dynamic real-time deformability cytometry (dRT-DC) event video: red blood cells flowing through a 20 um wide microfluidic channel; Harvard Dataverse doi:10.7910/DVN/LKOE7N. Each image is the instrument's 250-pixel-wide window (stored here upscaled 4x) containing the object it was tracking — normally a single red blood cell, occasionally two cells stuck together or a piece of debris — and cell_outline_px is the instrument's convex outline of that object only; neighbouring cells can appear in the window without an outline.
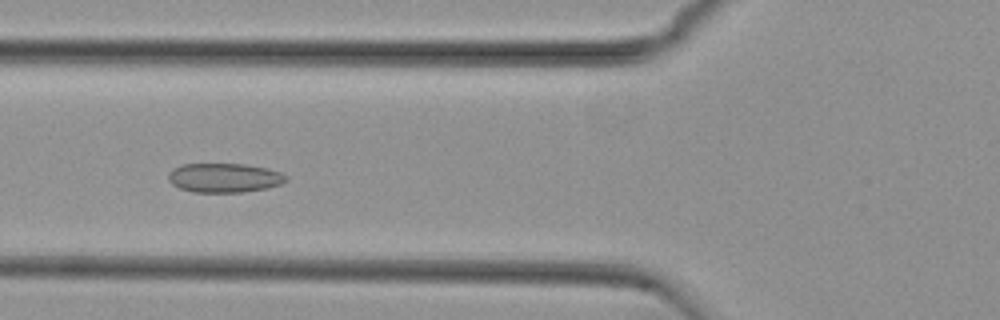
{"species": "common noctule bat (a hibernating species)", "species_latin": "Nyctalus noctula", "temperature_condition": "cold", "stored_images_in_passage": 54, "camera_frame_rate_fps": 3000, "um_per_image_px": 0.085, "animal": {"sex": "female", "body_mass_g": 29.2, "forearm_length_mm": 56.3}, "frame": {"image": 1, "passage_image": 20, "time_ms": 6.333, "image_size_px": [1000, 320], "cell_outline_px": [[288, 180], [280, 184], [268, 188], [240, 192], [192, 192], [180, 188], [172, 184], [168, 180], [168, 172], [172, 168], [180, 164], [244, 164], [268, 168], [280, 172], [288, 176]], "centroid_in_image_um": [19.05, 15.11], "position_along_channel_um": 106.7, "area_um2": 20.23}}
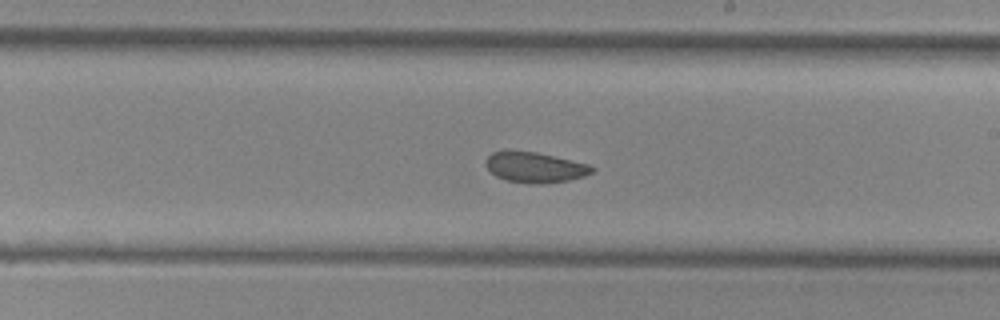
{"frame": {"image": 2, "passage_image": 31, "time_ms": 10.0, "image_size_px": [1000, 320], "cell_outline_px": [[596, 168], [592, 172], [584, 176], [568, 180], [544, 184], [532, 184], [508, 180], [496, 176], [484, 164], [484, 160], [492, 152], [508, 148], [536, 152], [592, 164]], "centroid_in_image_um": [45.46, 14.19], "position_along_channel_um": 243.5, "area_um2": 19.36}}
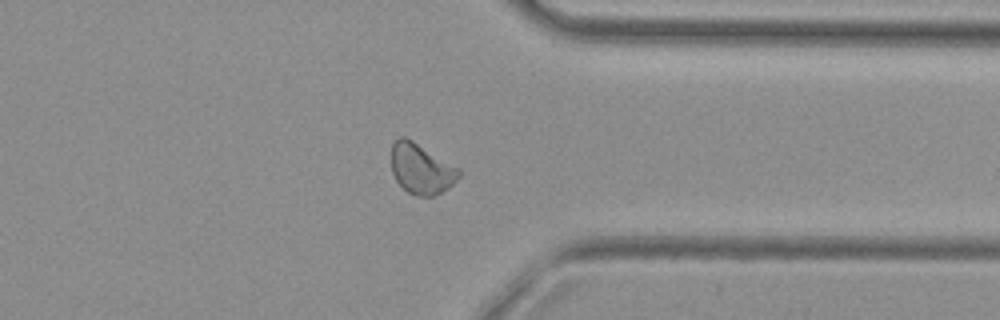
{"frame": {"image": 3, "passage_image": 42, "time_ms": 13.667, "image_size_px": [1000, 320], "cell_outline_px": [[460, 176], [448, 188], [432, 196], [416, 196], [408, 192], [396, 180], [392, 172], [392, 144], [400, 136], [404, 136], [412, 140], [460, 168]], "centroid_in_image_um": [35.81, 14.34], "position_along_channel_um": 375.6, "area_um2": 19.65}, "authors_computed_cell_mechanics": {"area_um2": 20.3456, "velocity_mm_per_s": 3.7293, "shape_relaxation_time_tau1_ms": 10.2944, "shape_relaxation_time_tau2_ms": 2.3053, "deformation_change_tau1": 0.1083, "deformation_change_tau2": 0.059}}